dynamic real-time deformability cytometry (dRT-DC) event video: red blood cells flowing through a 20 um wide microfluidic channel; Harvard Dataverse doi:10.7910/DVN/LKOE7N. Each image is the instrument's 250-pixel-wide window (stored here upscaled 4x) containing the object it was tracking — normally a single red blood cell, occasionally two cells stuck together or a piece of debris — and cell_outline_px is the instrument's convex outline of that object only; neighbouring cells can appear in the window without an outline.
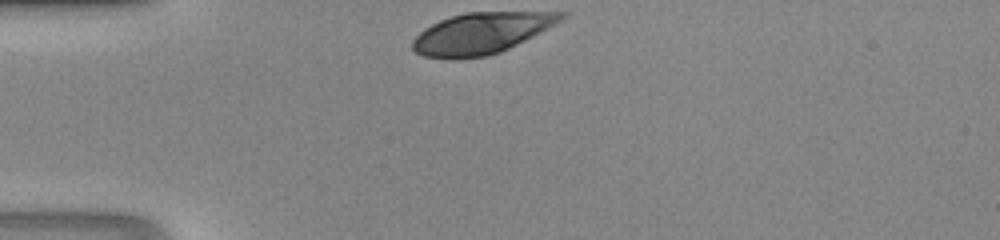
{"species": "human", "species_latin": "Homo sapiens", "temperature_condition": "room temperature", "stored_images_in_passage": 26, "camera_frame_rate_fps": 3000, "um_per_image_px": 0.085, "donor": {"sex": "male"}, "frame": {"image": 1, "passage_image": 1, "time_ms": 0.0, "image_size_px": [1000, 240], "cell_outline_px": [[568, 12], [556, 24], [500, 52], [484, 56], [456, 60], [424, 56], [416, 52], [412, 48], [412, 40], [424, 28], [440, 20], [452, 16], [468, 12]], "centroid_in_image_um": [40.86, 2.83], "position_along_channel_um": 44.1, "area_um2": 35.32}}
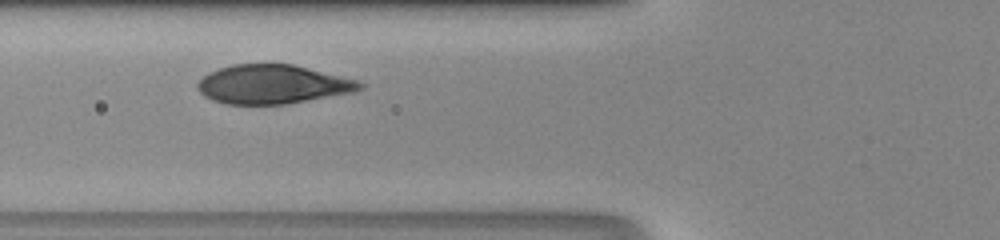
{"frame": {"image": 2, "passage_image": 7, "time_ms": 2.0, "image_size_px": [1000, 240], "cell_outline_px": [[364, 88], [356, 92], [284, 104], [224, 104], [212, 100], [204, 96], [196, 88], [196, 84], [208, 72], [232, 64], [292, 64], [360, 80], [364, 84]], "centroid_in_image_um": [23.2, 7.17], "position_along_channel_um": 102.6, "area_um2": 37.05}}
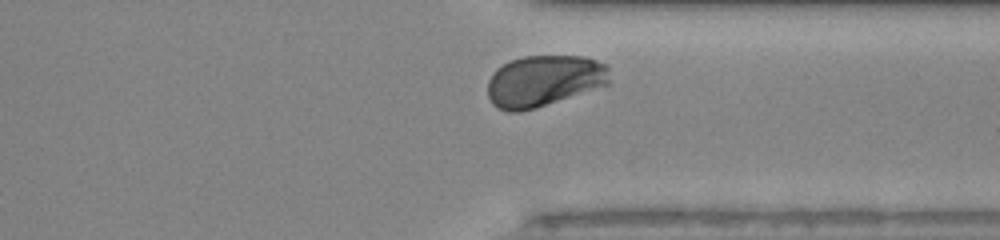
{"frame": {"image": 3, "passage_image": 25, "time_ms": 8.0, "image_size_px": [1000, 240], "cell_outline_px": [[608, 84], [536, 108], [520, 112], [508, 112], [492, 104], [488, 96], [488, 80], [492, 72], [496, 68], [512, 60], [524, 56], [584, 56], [608, 64]], "centroid_in_image_um": [46.21, 6.87], "position_along_channel_um": 365.2, "area_um2": 36.41}}